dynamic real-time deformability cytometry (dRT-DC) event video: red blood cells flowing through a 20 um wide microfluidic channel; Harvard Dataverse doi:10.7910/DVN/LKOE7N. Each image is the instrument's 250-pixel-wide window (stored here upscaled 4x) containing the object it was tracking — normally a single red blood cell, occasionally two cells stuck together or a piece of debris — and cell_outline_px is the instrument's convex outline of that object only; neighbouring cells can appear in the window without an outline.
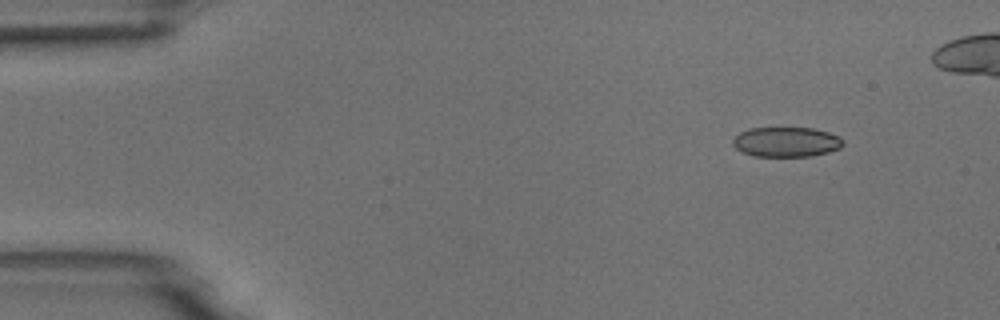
{"species": "common noctule bat (a hibernating species)", "species_latin": "Nyctalus noctula", "temperature_condition": "room temperature", "stored_images_in_passage": 5, "camera_frame_rate_fps": 3000, "um_per_image_px": 0.085, "animal": {"sex": "male", "body_mass_g": 18.8}, "frame": {"image": 1, "passage_image": 2, "time_ms": 1.0, "image_size_px": [1000, 320], "cell_outline_px": [[844, 144], [840, 148], [828, 152], [812, 156], [752, 156], [740, 152], [732, 144], [732, 140], [740, 132], [752, 128], [812, 128], [828, 132], [840, 136], [844, 140]], "centroid_in_image_um": [66.84, 12.07], "position_along_channel_um": 18.2, "area_um2": 19.31}}